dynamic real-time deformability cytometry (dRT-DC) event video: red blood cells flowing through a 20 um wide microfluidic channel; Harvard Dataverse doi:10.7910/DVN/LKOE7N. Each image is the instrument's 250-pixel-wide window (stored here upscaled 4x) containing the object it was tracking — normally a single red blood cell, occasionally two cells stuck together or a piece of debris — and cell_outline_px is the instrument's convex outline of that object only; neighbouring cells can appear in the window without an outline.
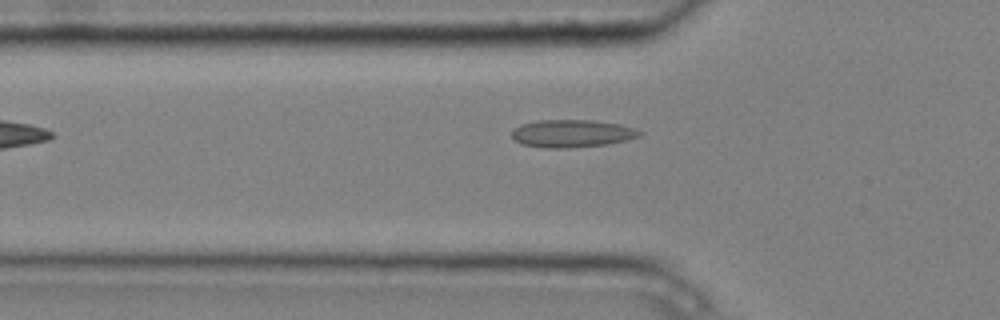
{"species": "common noctule bat (a hibernating species)", "species_latin": "Nyctalus noctula", "temperature_condition": "cold", "stored_images_in_passage": 5, "segment_of_instrument_passage": [1, 2], "camera_frame_rate_fps": 3000, "um_per_image_px": 0.085, "animal": {"sex": "male", "body_mass_g": 20.4}, "frame": {"image": 1, "passage_image": 4, "time_ms": 1.0, "image_size_px": [1000, 320], "cell_outline_px": [[644, 132], [640, 136], [628, 140], [608, 144], [572, 148], [544, 148], [520, 144], [512, 140], [512, 132], [520, 124], [536, 120], [592, 120], [620, 124], [636, 128]], "centroid_in_image_um": [48.63, 11.35], "position_along_channel_um": 77.2, "area_um2": 20.98}}